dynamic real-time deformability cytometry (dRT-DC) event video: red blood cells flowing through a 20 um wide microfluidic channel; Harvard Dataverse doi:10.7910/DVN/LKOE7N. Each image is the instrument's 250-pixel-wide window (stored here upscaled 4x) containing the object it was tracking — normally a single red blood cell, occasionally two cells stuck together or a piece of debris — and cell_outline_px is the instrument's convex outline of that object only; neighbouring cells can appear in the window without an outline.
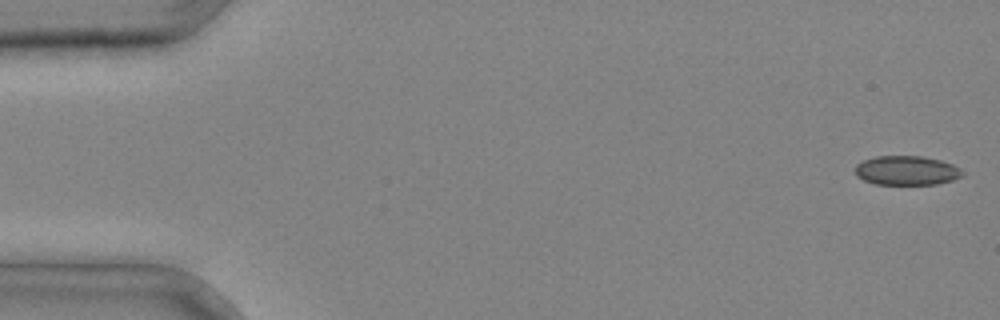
{"species": "common noctule bat (a hibernating species)", "species_latin": "Nyctalus noctula", "temperature_condition": "cold", "stored_images_in_passage": 37, "camera_frame_rate_fps": 3000, "um_per_image_px": 0.085, "animal": {"sex": "male", "body_mass_g": 20.4}, "frame": {"image": 1, "passage_image": 1, "time_ms": 0.0, "image_size_px": [1000, 320], "cell_outline_px": [[964, 172], [960, 176], [952, 180], [936, 184], [876, 184], [864, 180], [856, 176], [856, 164], [864, 160], [876, 156], [920, 156], [940, 160], [952, 164], [960, 168]], "centroid_in_image_um": [77.05, 14.49], "position_along_channel_um": 7.9, "area_um2": 18.15}}
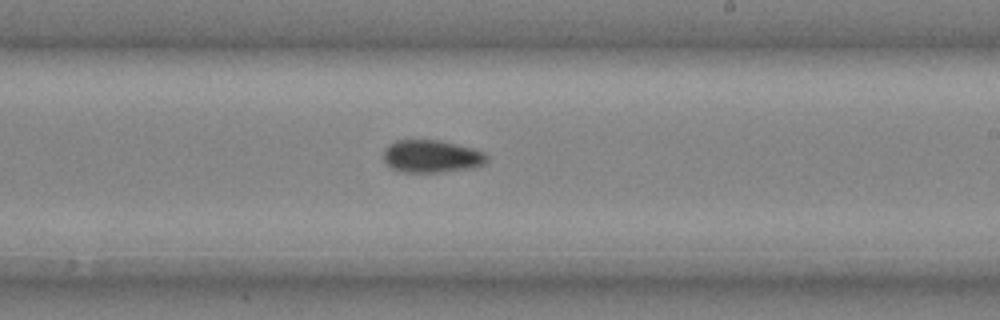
{"frame": {"image": 2, "passage_image": 23, "time_ms": 7.333, "image_size_px": [1000, 320], "cell_outline_px": [[488, 160], [484, 164], [472, 168], [440, 172], [404, 172], [392, 168], [384, 160], [384, 148], [388, 144], [396, 140], [440, 140], [472, 148], [484, 152], [488, 156]], "centroid_in_image_um": [36.69, 13.28], "position_along_channel_um": 252.3, "area_um2": 19.65}}
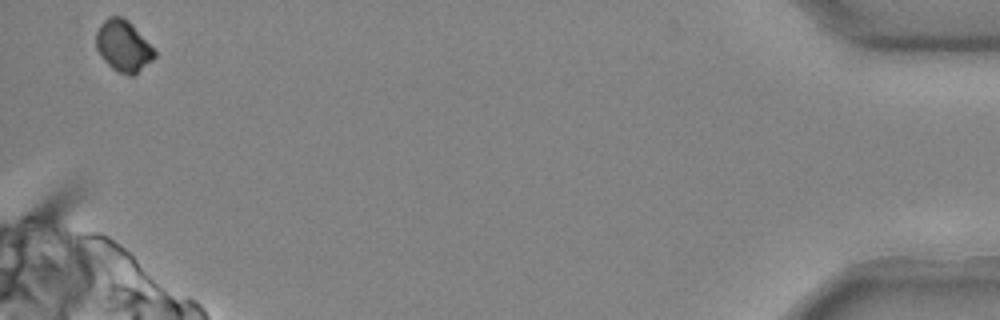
{"frame": {"image": 3, "passage_image": 37, "time_ms": 12.0, "image_size_px": [1000, 320], "cell_outline_px": [[156, 56], [152, 60], [132, 76], [128, 76], [116, 72], [104, 60], [96, 48], [96, 32], [100, 24], [108, 16], [120, 16], [128, 20], [132, 24], [156, 52]], "centroid_in_image_um": [10.46, 3.91], "position_along_channel_um": 424.7, "area_um2": 17.34}}